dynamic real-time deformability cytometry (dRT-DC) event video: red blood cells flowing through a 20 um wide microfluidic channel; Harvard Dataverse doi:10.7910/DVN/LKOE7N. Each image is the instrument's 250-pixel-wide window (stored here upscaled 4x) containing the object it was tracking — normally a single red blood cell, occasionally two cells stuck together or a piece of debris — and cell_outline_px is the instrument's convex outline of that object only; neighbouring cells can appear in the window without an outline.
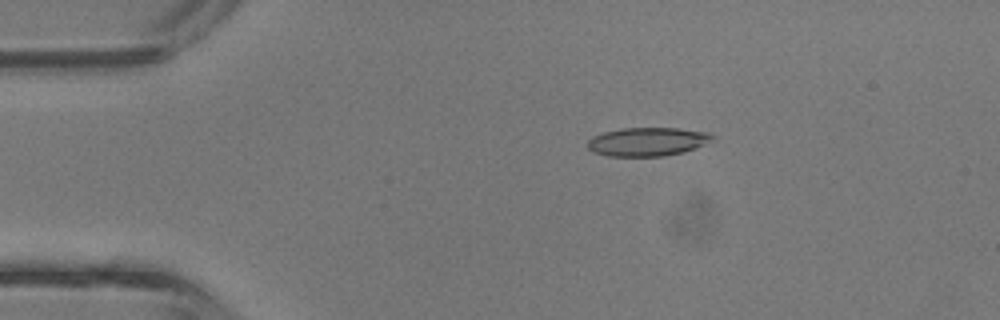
{"species": "common noctule bat (a hibernating species)", "species_latin": "Nyctalus noctula", "temperature_condition": "room temperature", "stored_images_in_passage": 37, "camera_frame_rate_fps": 3000, "um_per_image_px": 0.085, "animal": {"sex": "male", "body_mass_g": 13.3}, "frame": {"image": 1, "passage_image": 3, "time_ms": 0.667, "image_size_px": [1000, 320], "cell_outline_px": [[716, 136], [712, 140], [704, 144], [684, 152], [664, 156], [608, 156], [592, 152], [588, 148], [588, 140], [592, 136], [604, 132], [620, 128], [680, 128], [712, 132]], "centroid_in_image_um": [55.06, 12.03], "position_along_channel_um": 29.9, "area_um2": 21.04}}
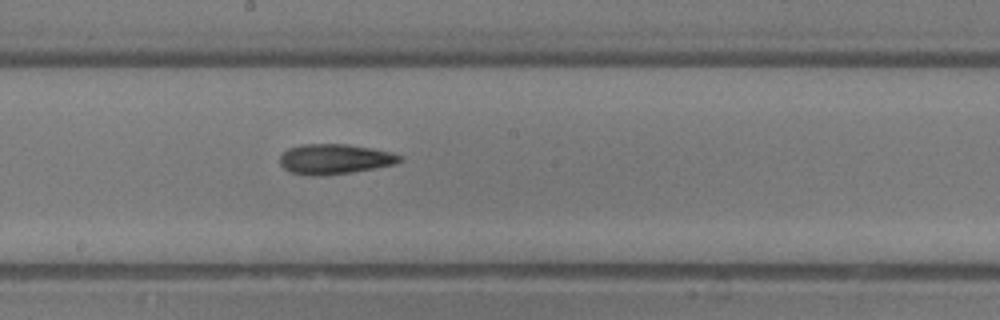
{"frame": {"image": 2, "passage_image": 18, "time_ms": 5.667, "image_size_px": [1000, 320], "cell_outline_px": [[404, 160], [396, 164], [352, 172], [292, 172], [284, 168], [280, 164], [280, 156], [288, 148], [300, 144], [348, 144], [372, 148], [404, 156]], "centroid_in_image_um": [28.53, 13.46], "position_along_channel_um": 219.7, "area_um2": 20.11}}
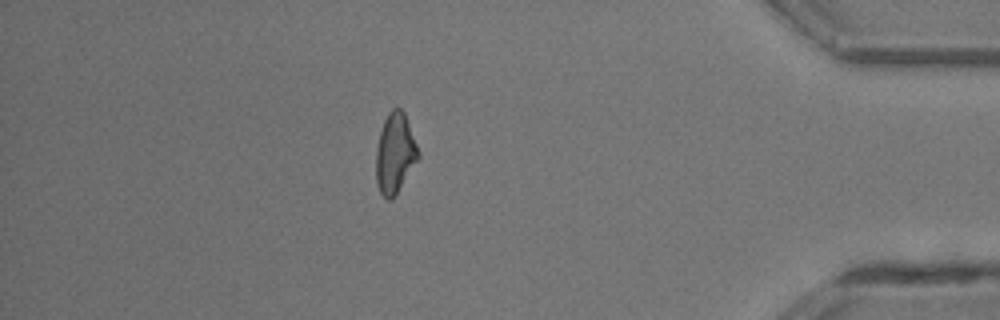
{"frame": {"image": 3, "passage_image": 32, "time_ms": 10.333, "image_size_px": [1000, 320], "cell_outline_px": [[420, 156], [392, 200], [388, 200], [380, 192], [376, 184], [376, 148], [380, 132], [384, 120], [388, 112], [392, 108], [400, 108], [404, 112], [420, 152]], "centroid_in_image_um": [33.57, 13.02], "position_along_channel_um": 401.6, "area_um2": 19.65}, "authors_computed_cell_mechanics": {"area_um2": 20.1722, "velocity_mm_per_s": 4.8399, "shape_relaxation_time_tau1_ms": 4.4439, "shape_relaxation_time_tau2_ms": 5.2829, "deformation_change_tau1": 0.1718, "deformation_change_tau2": 0.187}}